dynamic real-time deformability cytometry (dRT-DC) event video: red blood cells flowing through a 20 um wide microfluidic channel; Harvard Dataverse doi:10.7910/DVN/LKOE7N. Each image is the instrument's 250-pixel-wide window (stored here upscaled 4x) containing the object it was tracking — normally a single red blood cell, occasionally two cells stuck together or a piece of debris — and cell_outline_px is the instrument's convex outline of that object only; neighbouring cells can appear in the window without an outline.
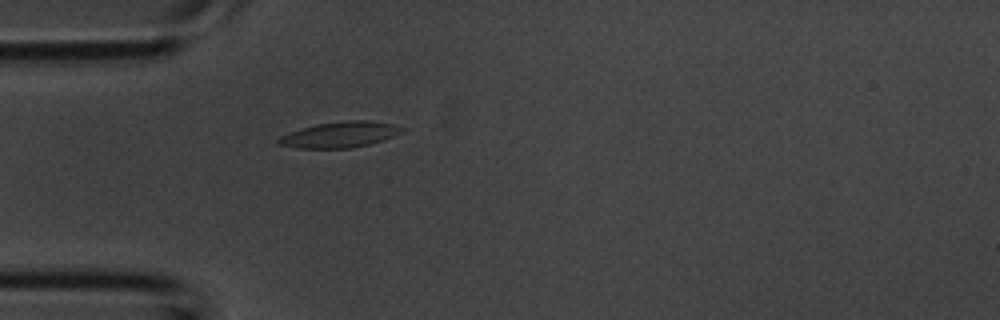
{"species": "common noctule bat (a hibernating species)", "species_latin": "Nyctalus noctula", "temperature_condition": "room temperature", "stored_images_in_passage": 3, "camera_frame_rate_fps": 3000, "um_per_image_px": 0.085, "animal": {"sex": "male", "body_mass_g": 20.1, "forearm_length_mm": 53.5}, "frame": {"image": 1, "passage_image": 3, "time_ms": 0.667, "image_size_px": [1000, 320], "cell_outline_px": [[404, 132], [384, 140], [352, 148], [296, 148], [276, 144], [276, 140], [280, 136], [316, 124], [348, 120], [368, 120], [392, 124], [404, 128]], "centroid_in_image_um": [28.91, 11.45], "position_along_channel_um": 56.1, "area_um2": 18.5}}